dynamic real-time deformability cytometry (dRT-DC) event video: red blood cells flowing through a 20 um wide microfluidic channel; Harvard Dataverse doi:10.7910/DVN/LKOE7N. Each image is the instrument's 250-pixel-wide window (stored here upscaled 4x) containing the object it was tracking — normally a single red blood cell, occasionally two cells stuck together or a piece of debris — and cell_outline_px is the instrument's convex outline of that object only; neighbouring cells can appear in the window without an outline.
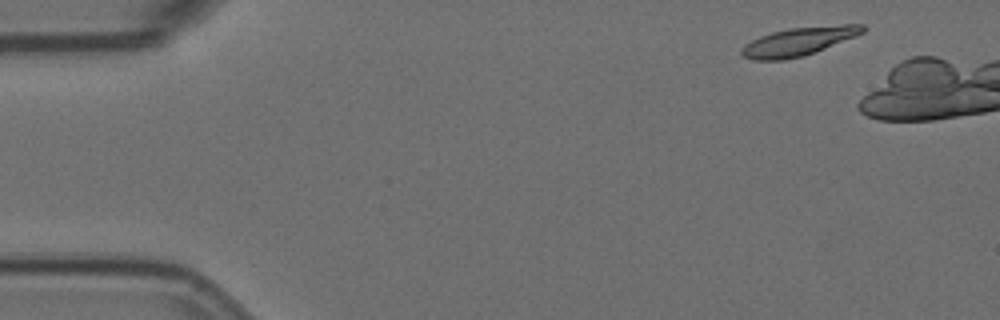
{"species": "Egyptian fruit bat (a non-hibernating species)", "species_latin": "Rousettus aegyptiacus", "temperature_condition": "room temperature", "stored_images_in_passage": 3, "camera_frame_rate_fps": 3000, "um_per_image_px": 0.085, "animal": {"sex": "female"}, "frame": {"image": 1, "passage_image": 1, "time_ms": 0.0, "image_size_px": [1000, 320], "cell_outline_px": [[864, 32], [856, 36], [804, 56], [784, 60], [752, 60], [744, 56], [740, 52], [740, 48], [744, 44], [760, 36], [772, 32], [792, 28], [844, 24], [864, 24]], "centroid_in_image_um": [67.86, 3.53], "position_along_channel_um": 17.1, "area_um2": 19.94}}